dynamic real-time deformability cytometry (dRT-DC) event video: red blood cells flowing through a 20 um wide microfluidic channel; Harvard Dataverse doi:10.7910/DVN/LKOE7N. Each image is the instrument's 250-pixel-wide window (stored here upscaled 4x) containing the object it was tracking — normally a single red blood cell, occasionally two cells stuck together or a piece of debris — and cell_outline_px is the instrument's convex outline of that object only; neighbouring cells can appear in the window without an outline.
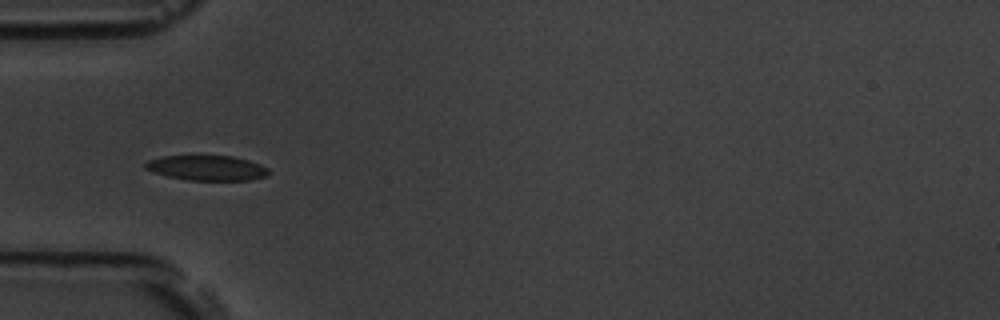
{"species": "common noctule bat (a hibernating species)", "species_latin": "Nyctalus noctula", "temperature_condition": "room temperature", "stored_images_in_passage": 39, "camera_frame_rate_fps": 3000, "um_per_image_px": 0.085, "animal": {"sex": "male", "body_mass_g": 19.5, "forearm_length_mm": 54.6}, "frame": {"image": 1, "passage_image": 2, "time_ms": 0.333, "image_size_px": [1000, 320], "cell_outline_px": [[268, 176], [252, 180], [188, 180], [168, 176], [152, 172], [144, 168], [144, 164], [148, 160], [160, 156], [200, 152], [232, 156], [248, 160], [260, 164], [268, 168]], "centroid_in_image_um": [17.53, 14.21], "position_along_channel_um": 67.5, "area_um2": 19.07}}
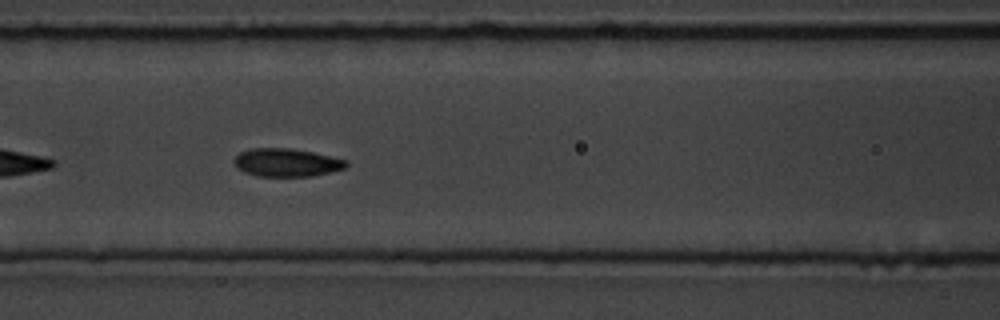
{"frame": {"image": 2, "passage_image": 8, "time_ms": 2.333, "image_size_px": [1000, 320], "cell_outline_px": [[348, 164], [344, 168], [312, 176], [256, 176], [244, 172], [236, 168], [232, 160], [240, 152], [248, 148], [288, 148], [312, 152], [348, 160]], "centroid_in_image_um": [24.3, 13.81], "position_along_channel_um": 142.3, "area_um2": 18.38}}
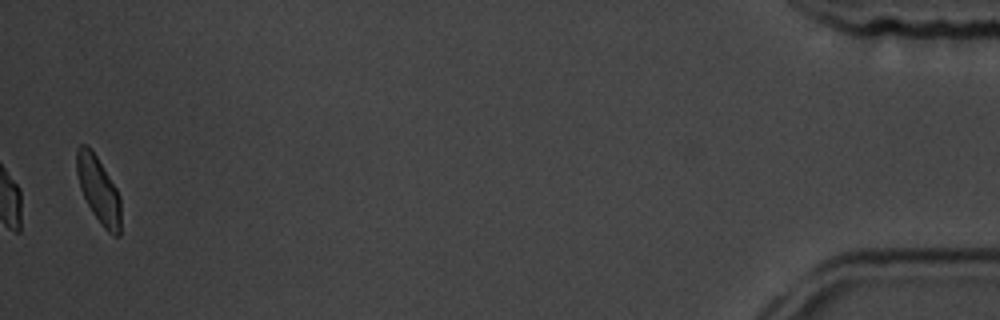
{"frame": {"image": 3, "passage_image": 38, "time_ms": 12.333, "image_size_px": [1000, 320], "cell_outline_px": [[120, 236], [112, 236], [104, 228], [92, 212], [80, 188], [76, 172], [76, 148], [80, 144], [88, 144], [96, 156], [116, 188], [120, 196]], "centroid_in_image_um": [8.36, 16.12], "position_along_channel_um": 426.8, "area_um2": 17.05}, "authors_computed_cell_mechanics": {"area_um2": 17.9758, "velocity_mm_per_s": 3.7536, "shape_relaxation_time_tau1_ms": 1.7806, "shape_relaxation_time_tau2_ms": 1.4055, "deformation_change_tau1": 0.1023, "deformation_change_tau2": 0.0564}}